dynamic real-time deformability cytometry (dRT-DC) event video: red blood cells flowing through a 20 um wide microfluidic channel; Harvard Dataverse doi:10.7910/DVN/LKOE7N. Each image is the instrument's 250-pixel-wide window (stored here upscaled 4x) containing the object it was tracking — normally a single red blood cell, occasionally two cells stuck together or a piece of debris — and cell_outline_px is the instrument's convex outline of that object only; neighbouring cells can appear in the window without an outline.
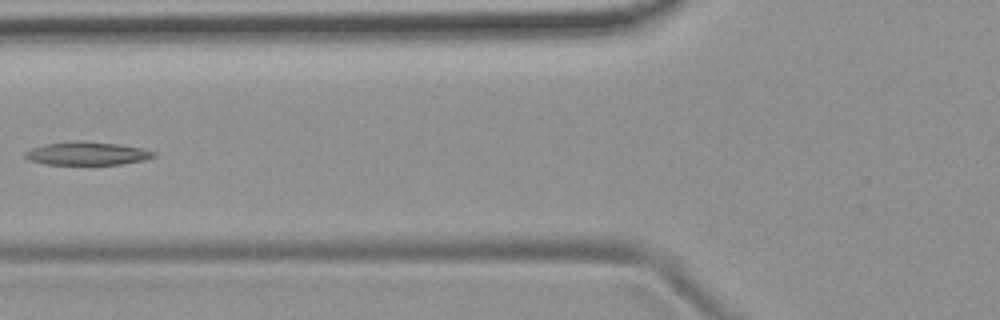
{"species": "common noctule bat (a hibernating species)", "species_latin": "Nyctalus noctula", "temperature_condition": "room temperature", "stored_images_in_passage": 5, "camera_frame_rate_fps": 3000, "um_per_image_px": 0.085, "animal": {"sex": "female", "body_mass_g": 19.9}, "frame": {"image": 1, "passage_image": 4, "time_ms": 4.333, "image_size_px": [1000, 320], "cell_outline_px": [[156, 156], [144, 160], [120, 164], [44, 164], [28, 160], [24, 156], [24, 152], [32, 148], [44, 144], [76, 140], [120, 144], [144, 148], [156, 152]], "centroid_in_image_um": [7.4, 13.03], "position_along_channel_um": 118.4, "area_um2": 17.51}}
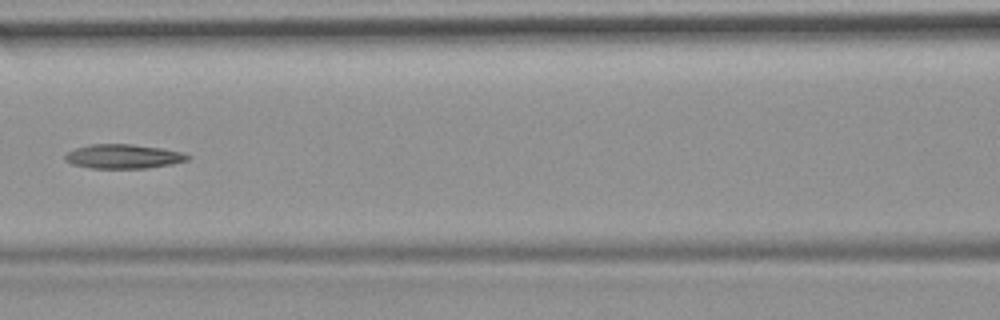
{"frame": {"image": 2, "passage_image": 5, "time_ms": 5.333, "image_size_px": [1000, 320], "cell_outline_px": [[192, 156], [188, 160], [172, 164], [148, 168], [92, 168], [72, 164], [64, 160], [64, 156], [68, 152], [76, 148], [92, 144], [132, 144], [160, 148], [180, 152]], "centroid_in_image_um": [10.48, 13.3], "position_along_channel_um": 156.1, "area_um2": 17.22}}